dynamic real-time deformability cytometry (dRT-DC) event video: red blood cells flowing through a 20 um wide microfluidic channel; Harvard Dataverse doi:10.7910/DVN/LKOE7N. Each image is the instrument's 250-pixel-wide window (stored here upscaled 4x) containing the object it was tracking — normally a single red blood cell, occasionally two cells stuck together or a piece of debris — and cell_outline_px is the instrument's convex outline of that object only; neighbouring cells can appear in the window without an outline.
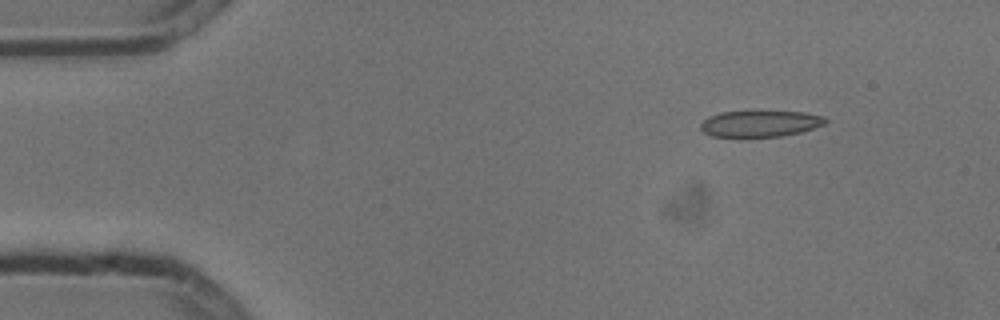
{"species": "common noctule bat (a hibernating species)", "species_latin": "Nyctalus noctula", "temperature_condition": "cold", "stored_images_in_passage": 6, "camera_frame_rate_fps": 3000, "um_per_image_px": 0.085, "animal": {"sex": "male", "body_mass_g": 13.3}, "frame": {"image": 1, "passage_image": 1, "time_ms": 0.0, "image_size_px": [1000, 320], "cell_outline_px": [[828, 120], [824, 124], [800, 132], [780, 136], [740, 140], [712, 136], [704, 132], [700, 128], [700, 124], [708, 116], [720, 112], [804, 112], [824, 116]], "centroid_in_image_um": [64.53, 10.56], "position_along_channel_um": 20.5, "area_um2": 19.71}}
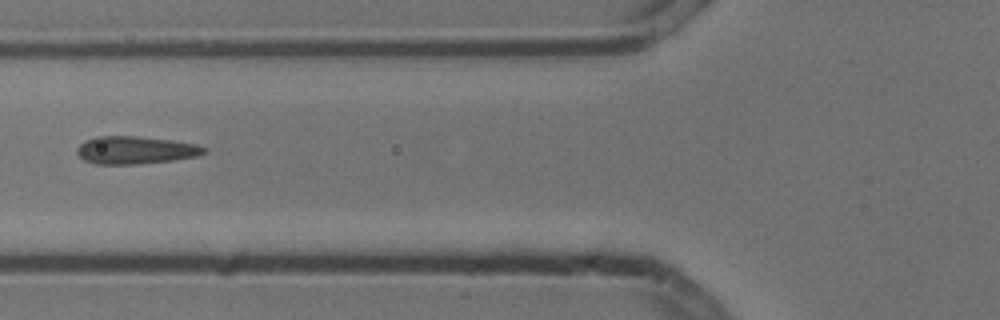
{"frame": {"image": 2, "passage_image": 5, "time_ms": 1.333, "image_size_px": [1000, 320], "cell_outline_px": [[208, 148], [204, 152], [196, 156], [172, 160], [136, 164], [96, 164], [84, 160], [76, 152], [76, 148], [84, 140], [96, 136], [140, 136], [172, 140], [196, 144]], "centroid_in_image_um": [11.47, 12.75], "position_along_channel_um": 114.3, "area_um2": 20.52}}
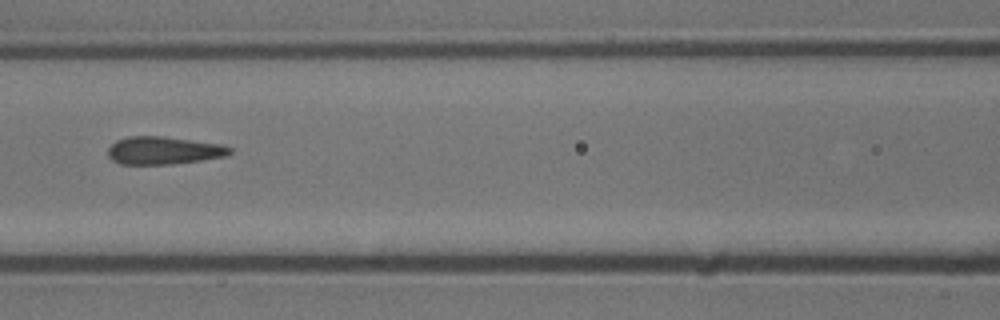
{"frame": {"image": 3, "passage_image": 6, "time_ms": 1.667, "image_size_px": [1000, 320], "cell_outline_px": [[232, 152], [224, 156], [200, 160], [172, 164], [120, 164], [112, 160], [108, 156], [108, 148], [116, 140], [128, 136], [160, 136], [224, 144], [232, 148]], "centroid_in_image_um": [13.9, 12.78], "position_along_channel_um": 152.7, "area_um2": 19.71}}